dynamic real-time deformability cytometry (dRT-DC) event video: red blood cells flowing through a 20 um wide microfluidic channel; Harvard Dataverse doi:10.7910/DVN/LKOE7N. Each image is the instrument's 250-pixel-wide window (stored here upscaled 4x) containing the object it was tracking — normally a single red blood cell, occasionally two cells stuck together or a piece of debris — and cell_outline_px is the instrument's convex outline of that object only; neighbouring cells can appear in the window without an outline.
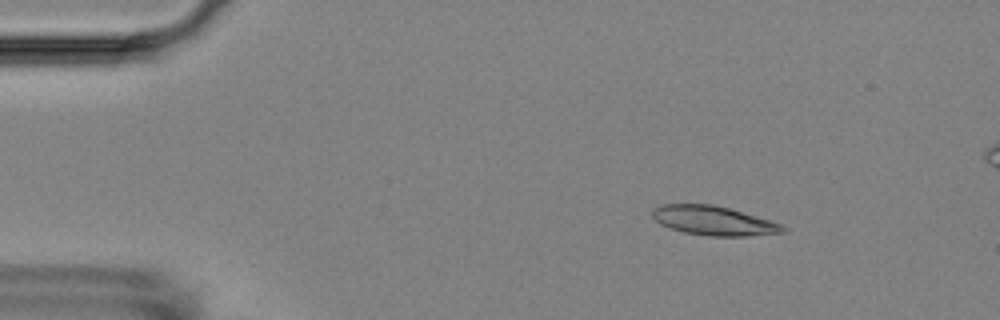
{"species": "Egyptian fruit bat (a non-hibernating species)", "species_latin": "Rousettus aegyptiacus", "temperature_condition": "room temperature", "stored_images_in_passage": 5, "camera_frame_rate_fps": 3000, "um_per_image_px": 0.085, "animal": {"sex": "female"}, "frame": {"image": 1, "passage_image": 2, "time_ms": 1.667, "image_size_px": [1000, 320], "cell_outline_px": [[788, 228], [784, 232], [748, 236], [708, 236], [684, 232], [668, 228], [660, 224], [652, 216], [652, 208], [660, 204], [712, 204], [728, 208], [756, 216], [780, 224]], "centroid_in_image_um": [60.6, 18.76], "position_along_channel_um": 24.4, "area_um2": 22.2}}